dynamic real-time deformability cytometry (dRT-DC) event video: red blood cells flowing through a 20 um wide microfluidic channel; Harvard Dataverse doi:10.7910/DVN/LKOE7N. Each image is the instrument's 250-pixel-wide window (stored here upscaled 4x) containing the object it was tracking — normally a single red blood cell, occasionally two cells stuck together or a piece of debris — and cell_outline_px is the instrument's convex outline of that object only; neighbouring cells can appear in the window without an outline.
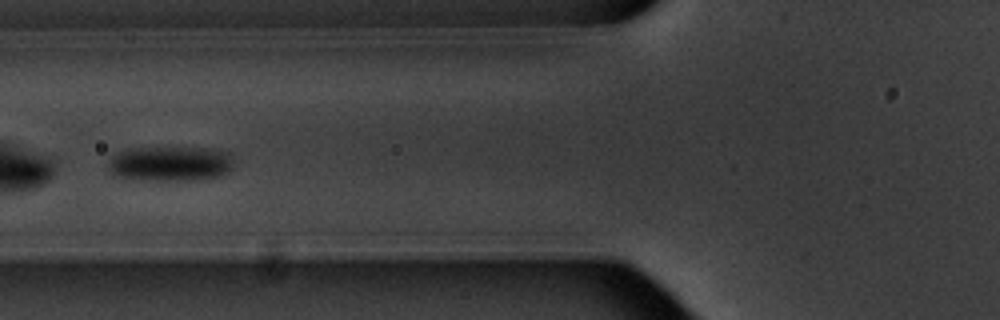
{"species": "common noctule bat (a hibernating species)", "species_latin": "Nyctalus noctula", "temperature_condition": "warm", "stored_images_in_passage": 7, "camera_frame_rate_fps": 3000, "um_per_image_px": 0.085, "animal": {"sex": "male", "body_mass_g": 20.1, "forearm_length_mm": 53.5}, "frame": {"image": 1, "passage_image": 7, "time_ms": 7.0, "image_size_px": [1000, 320], "cell_outline_px": [[232, 168], [228, 172], [220, 176], [196, 180], [152, 180], [120, 176], [112, 172], [108, 168], [108, 160], [112, 156], [120, 152], [136, 148], [212, 148], [232, 152]], "centroid_in_image_um": [14.56, 13.9], "position_along_channel_um": 111.2, "area_um2": 25.43}}